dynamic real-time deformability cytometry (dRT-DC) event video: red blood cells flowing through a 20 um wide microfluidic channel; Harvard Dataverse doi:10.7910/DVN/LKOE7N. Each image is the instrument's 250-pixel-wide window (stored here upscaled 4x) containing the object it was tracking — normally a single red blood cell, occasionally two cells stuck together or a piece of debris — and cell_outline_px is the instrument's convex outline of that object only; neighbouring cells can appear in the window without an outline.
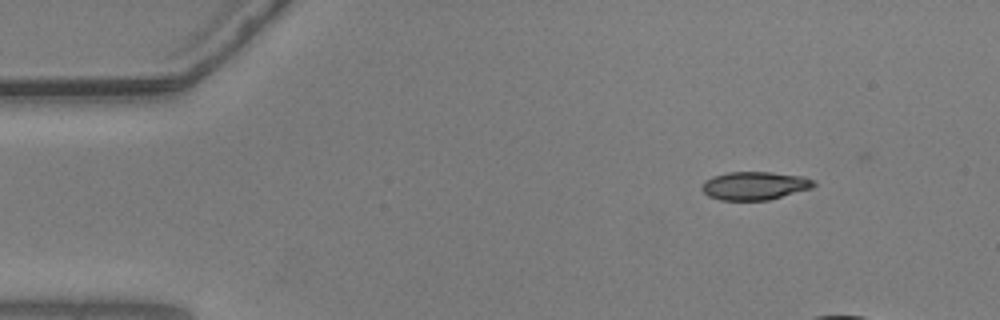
{"species": "common noctule bat (a hibernating species)", "species_latin": "Nyctalus noctula", "temperature_condition": "warm", "stored_images_in_passage": 25, "camera_frame_rate_fps": 3000, "um_per_image_px": 0.085, "animal": {"sex": "male", "body_mass_g": 20.5, "forearm_length_mm": 52.5}, "frame": {"image": 1, "passage_image": 1, "time_ms": 0.0, "image_size_px": [1000, 320], "cell_outline_px": [[816, 184], [812, 188], [768, 200], [720, 200], [708, 196], [700, 188], [704, 180], [712, 176], [728, 172], [772, 172], [804, 176], [812, 180]], "centroid_in_image_um": [64.12, 15.78], "position_along_channel_um": 20.9, "area_um2": 18.5}}
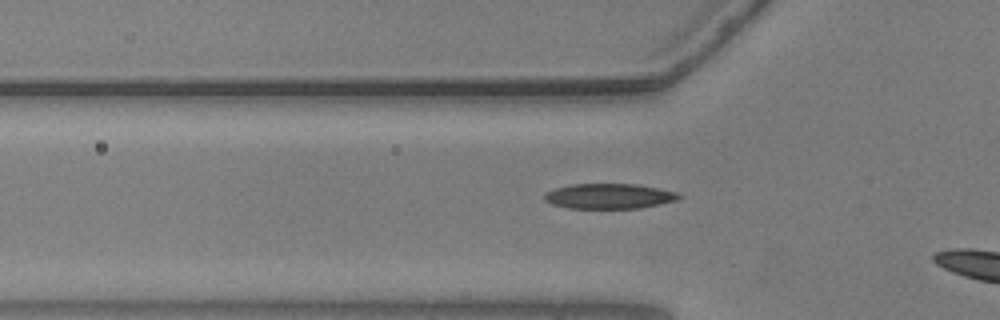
{"frame": {"image": 2, "passage_image": 12, "time_ms": 3.667, "image_size_px": [1000, 320], "cell_outline_px": [[684, 196], [676, 200], [660, 204], [640, 208], [568, 208], [552, 204], [544, 200], [544, 192], [556, 188], [572, 184], [636, 184], [676, 192]], "centroid_in_image_um": [51.76, 16.67], "position_along_channel_um": 74.0, "area_um2": 19.65}}
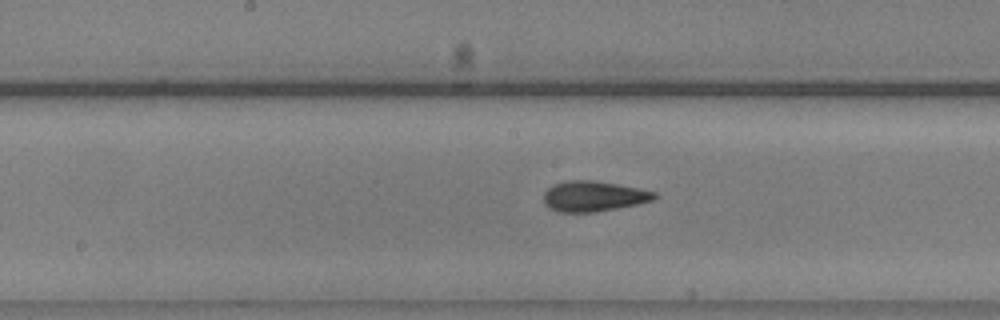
{"frame": {"image": 3, "passage_image": 22, "time_ms": 7.0, "image_size_px": [1000, 320], "cell_outline_px": [[660, 196], [652, 200], [636, 204], [596, 212], [560, 212], [548, 208], [544, 204], [544, 192], [548, 188], [556, 184], [568, 180], [592, 180], [640, 188], [656, 192]], "centroid_in_image_um": [50.46, 16.68], "position_along_channel_um": 197.7, "area_um2": 19.59}}